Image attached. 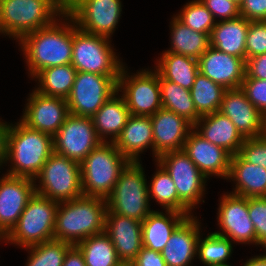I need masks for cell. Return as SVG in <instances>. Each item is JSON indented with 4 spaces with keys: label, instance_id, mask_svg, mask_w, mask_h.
Returning a JSON list of instances; mask_svg holds the SVG:
<instances>
[{
    "label": "cell",
    "instance_id": "33",
    "mask_svg": "<svg viewBox=\"0 0 266 266\" xmlns=\"http://www.w3.org/2000/svg\"><path fill=\"white\" fill-rule=\"evenodd\" d=\"M156 172L148 183V194L150 201L154 199L162 206L163 210H173L193 216L191 212L179 199L175 184L168 172L155 161Z\"/></svg>",
    "mask_w": 266,
    "mask_h": 266
},
{
    "label": "cell",
    "instance_id": "6",
    "mask_svg": "<svg viewBox=\"0 0 266 266\" xmlns=\"http://www.w3.org/2000/svg\"><path fill=\"white\" fill-rule=\"evenodd\" d=\"M58 204L35 192L16 225L5 236V243L24 249L54 239Z\"/></svg>",
    "mask_w": 266,
    "mask_h": 266
},
{
    "label": "cell",
    "instance_id": "26",
    "mask_svg": "<svg viewBox=\"0 0 266 266\" xmlns=\"http://www.w3.org/2000/svg\"><path fill=\"white\" fill-rule=\"evenodd\" d=\"M130 115L123 96L116 91L92 116L95 131L102 142H115Z\"/></svg>",
    "mask_w": 266,
    "mask_h": 266
},
{
    "label": "cell",
    "instance_id": "47",
    "mask_svg": "<svg viewBox=\"0 0 266 266\" xmlns=\"http://www.w3.org/2000/svg\"><path fill=\"white\" fill-rule=\"evenodd\" d=\"M131 263L134 266H166L160 252L148 249L144 246Z\"/></svg>",
    "mask_w": 266,
    "mask_h": 266
},
{
    "label": "cell",
    "instance_id": "53",
    "mask_svg": "<svg viewBox=\"0 0 266 266\" xmlns=\"http://www.w3.org/2000/svg\"><path fill=\"white\" fill-rule=\"evenodd\" d=\"M260 246L265 250V253H263V257L266 258V239L260 244Z\"/></svg>",
    "mask_w": 266,
    "mask_h": 266
},
{
    "label": "cell",
    "instance_id": "2",
    "mask_svg": "<svg viewBox=\"0 0 266 266\" xmlns=\"http://www.w3.org/2000/svg\"><path fill=\"white\" fill-rule=\"evenodd\" d=\"M54 152L53 136L29 128L20 120L9 124L5 174L34 179Z\"/></svg>",
    "mask_w": 266,
    "mask_h": 266
},
{
    "label": "cell",
    "instance_id": "34",
    "mask_svg": "<svg viewBox=\"0 0 266 266\" xmlns=\"http://www.w3.org/2000/svg\"><path fill=\"white\" fill-rule=\"evenodd\" d=\"M159 84L162 108L186 118L194 125L200 116L195 108L191 91L172 81L163 79L160 75Z\"/></svg>",
    "mask_w": 266,
    "mask_h": 266
},
{
    "label": "cell",
    "instance_id": "9",
    "mask_svg": "<svg viewBox=\"0 0 266 266\" xmlns=\"http://www.w3.org/2000/svg\"><path fill=\"white\" fill-rule=\"evenodd\" d=\"M34 182L36 193L58 203L83 196L80 163L55 152L49 156Z\"/></svg>",
    "mask_w": 266,
    "mask_h": 266
},
{
    "label": "cell",
    "instance_id": "36",
    "mask_svg": "<svg viewBox=\"0 0 266 266\" xmlns=\"http://www.w3.org/2000/svg\"><path fill=\"white\" fill-rule=\"evenodd\" d=\"M225 90L223 86L199 72L190 90L198 115L202 117L218 112Z\"/></svg>",
    "mask_w": 266,
    "mask_h": 266
},
{
    "label": "cell",
    "instance_id": "29",
    "mask_svg": "<svg viewBox=\"0 0 266 266\" xmlns=\"http://www.w3.org/2000/svg\"><path fill=\"white\" fill-rule=\"evenodd\" d=\"M249 22L242 16L217 21L209 37L210 46L218 51L242 58L246 62L245 41Z\"/></svg>",
    "mask_w": 266,
    "mask_h": 266
},
{
    "label": "cell",
    "instance_id": "55",
    "mask_svg": "<svg viewBox=\"0 0 266 266\" xmlns=\"http://www.w3.org/2000/svg\"><path fill=\"white\" fill-rule=\"evenodd\" d=\"M1 241H2V242L4 241L3 243H5V237L2 236V235H0V242H1Z\"/></svg>",
    "mask_w": 266,
    "mask_h": 266
},
{
    "label": "cell",
    "instance_id": "37",
    "mask_svg": "<svg viewBox=\"0 0 266 266\" xmlns=\"http://www.w3.org/2000/svg\"><path fill=\"white\" fill-rule=\"evenodd\" d=\"M233 242L215 232H209L203 238L200 234L197 243V258L204 266H219L229 264L233 252Z\"/></svg>",
    "mask_w": 266,
    "mask_h": 266
},
{
    "label": "cell",
    "instance_id": "46",
    "mask_svg": "<svg viewBox=\"0 0 266 266\" xmlns=\"http://www.w3.org/2000/svg\"><path fill=\"white\" fill-rule=\"evenodd\" d=\"M244 78L266 80V53L246 60Z\"/></svg>",
    "mask_w": 266,
    "mask_h": 266
},
{
    "label": "cell",
    "instance_id": "25",
    "mask_svg": "<svg viewBox=\"0 0 266 266\" xmlns=\"http://www.w3.org/2000/svg\"><path fill=\"white\" fill-rule=\"evenodd\" d=\"M194 130L205 140L224 148L231 155L239 152L245 139L232 121L220 111L200 117L194 124Z\"/></svg>",
    "mask_w": 266,
    "mask_h": 266
},
{
    "label": "cell",
    "instance_id": "32",
    "mask_svg": "<svg viewBox=\"0 0 266 266\" xmlns=\"http://www.w3.org/2000/svg\"><path fill=\"white\" fill-rule=\"evenodd\" d=\"M76 74L77 70L71 63L45 68L33 78L35 82L38 80V85L34 89L46 96L66 99L71 92Z\"/></svg>",
    "mask_w": 266,
    "mask_h": 266
},
{
    "label": "cell",
    "instance_id": "50",
    "mask_svg": "<svg viewBox=\"0 0 266 266\" xmlns=\"http://www.w3.org/2000/svg\"><path fill=\"white\" fill-rule=\"evenodd\" d=\"M61 15L68 13L69 0H47Z\"/></svg>",
    "mask_w": 266,
    "mask_h": 266
},
{
    "label": "cell",
    "instance_id": "17",
    "mask_svg": "<svg viewBox=\"0 0 266 266\" xmlns=\"http://www.w3.org/2000/svg\"><path fill=\"white\" fill-rule=\"evenodd\" d=\"M2 175L0 177V235L5 237L16 225L36 191L32 178Z\"/></svg>",
    "mask_w": 266,
    "mask_h": 266
},
{
    "label": "cell",
    "instance_id": "24",
    "mask_svg": "<svg viewBox=\"0 0 266 266\" xmlns=\"http://www.w3.org/2000/svg\"><path fill=\"white\" fill-rule=\"evenodd\" d=\"M114 144L129 161H141L140 154L148 148H152V157H154L151 117L130 115Z\"/></svg>",
    "mask_w": 266,
    "mask_h": 266
},
{
    "label": "cell",
    "instance_id": "30",
    "mask_svg": "<svg viewBox=\"0 0 266 266\" xmlns=\"http://www.w3.org/2000/svg\"><path fill=\"white\" fill-rule=\"evenodd\" d=\"M158 58L153 68L163 79L191 90L199 73L197 59L172 52H162Z\"/></svg>",
    "mask_w": 266,
    "mask_h": 266
},
{
    "label": "cell",
    "instance_id": "31",
    "mask_svg": "<svg viewBox=\"0 0 266 266\" xmlns=\"http://www.w3.org/2000/svg\"><path fill=\"white\" fill-rule=\"evenodd\" d=\"M169 27L171 46L164 52L182 54L198 60L210 46L207 34L192 30L175 16L172 17Z\"/></svg>",
    "mask_w": 266,
    "mask_h": 266
},
{
    "label": "cell",
    "instance_id": "39",
    "mask_svg": "<svg viewBox=\"0 0 266 266\" xmlns=\"http://www.w3.org/2000/svg\"><path fill=\"white\" fill-rule=\"evenodd\" d=\"M174 16L192 30L205 33L209 37L217 22L200 0L188 1Z\"/></svg>",
    "mask_w": 266,
    "mask_h": 266
},
{
    "label": "cell",
    "instance_id": "27",
    "mask_svg": "<svg viewBox=\"0 0 266 266\" xmlns=\"http://www.w3.org/2000/svg\"><path fill=\"white\" fill-rule=\"evenodd\" d=\"M227 180L235 185L230 193L246 198L266 197V169L245 161L238 153L231 156Z\"/></svg>",
    "mask_w": 266,
    "mask_h": 266
},
{
    "label": "cell",
    "instance_id": "19",
    "mask_svg": "<svg viewBox=\"0 0 266 266\" xmlns=\"http://www.w3.org/2000/svg\"><path fill=\"white\" fill-rule=\"evenodd\" d=\"M183 151L208 180L212 176L227 180L232 155L224 148L205 140L193 129L184 143Z\"/></svg>",
    "mask_w": 266,
    "mask_h": 266
},
{
    "label": "cell",
    "instance_id": "7",
    "mask_svg": "<svg viewBox=\"0 0 266 266\" xmlns=\"http://www.w3.org/2000/svg\"><path fill=\"white\" fill-rule=\"evenodd\" d=\"M111 39L79 29L73 19L71 64L79 72L119 76L125 63L114 52Z\"/></svg>",
    "mask_w": 266,
    "mask_h": 266
},
{
    "label": "cell",
    "instance_id": "13",
    "mask_svg": "<svg viewBox=\"0 0 266 266\" xmlns=\"http://www.w3.org/2000/svg\"><path fill=\"white\" fill-rule=\"evenodd\" d=\"M122 7L121 0H69L68 14L82 31L111 39Z\"/></svg>",
    "mask_w": 266,
    "mask_h": 266
},
{
    "label": "cell",
    "instance_id": "58",
    "mask_svg": "<svg viewBox=\"0 0 266 266\" xmlns=\"http://www.w3.org/2000/svg\"><path fill=\"white\" fill-rule=\"evenodd\" d=\"M219 266H232V265H230V264H226V265H219Z\"/></svg>",
    "mask_w": 266,
    "mask_h": 266
},
{
    "label": "cell",
    "instance_id": "12",
    "mask_svg": "<svg viewBox=\"0 0 266 266\" xmlns=\"http://www.w3.org/2000/svg\"><path fill=\"white\" fill-rule=\"evenodd\" d=\"M119 76H106L77 71L69 96L66 98L69 113L92 117L117 91Z\"/></svg>",
    "mask_w": 266,
    "mask_h": 266
},
{
    "label": "cell",
    "instance_id": "8",
    "mask_svg": "<svg viewBox=\"0 0 266 266\" xmlns=\"http://www.w3.org/2000/svg\"><path fill=\"white\" fill-rule=\"evenodd\" d=\"M60 16L47 0H0L3 33L17 42L29 33L51 25Z\"/></svg>",
    "mask_w": 266,
    "mask_h": 266
},
{
    "label": "cell",
    "instance_id": "44",
    "mask_svg": "<svg viewBox=\"0 0 266 266\" xmlns=\"http://www.w3.org/2000/svg\"><path fill=\"white\" fill-rule=\"evenodd\" d=\"M216 21L234 19L240 16L239 4L233 0H200ZM219 18V19H217Z\"/></svg>",
    "mask_w": 266,
    "mask_h": 266
},
{
    "label": "cell",
    "instance_id": "21",
    "mask_svg": "<svg viewBox=\"0 0 266 266\" xmlns=\"http://www.w3.org/2000/svg\"><path fill=\"white\" fill-rule=\"evenodd\" d=\"M105 233L110 237L118 258L131 263L143 247L142 222L106 211Z\"/></svg>",
    "mask_w": 266,
    "mask_h": 266
},
{
    "label": "cell",
    "instance_id": "22",
    "mask_svg": "<svg viewBox=\"0 0 266 266\" xmlns=\"http://www.w3.org/2000/svg\"><path fill=\"white\" fill-rule=\"evenodd\" d=\"M197 218L194 214L187 217L171 234L160 252L166 266H192L190 264L197 257V243L202 232Z\"/></svg>",
    "mask_w": 266,
    "mask_h": 266
},
{
    "label": "cell",
    "instance_id": "20",
    "mask_svg": "<svg viewBox=\"0 0 266 266\" xmlns=\"http://www.w3.org/2000/svg\"><path fill=\"white\" fill-rule=\"evenodd\" d=\"M199 72L225 89L240 88L245 77L246 62L239 57L209 46L198 59Z\"/></svg>",
    "mask_w": 266,
    "mask_h": 266
},
{
    "label": "cell",
    "instance_id": "11",
    "mask_svg": "<svg viewBox=\"0 0 266 266\" xmlns=\"http://www.w3.org/2000/svg\"><path fill=\"white\" fill-rule=\"evenodd\" d=\"M172 178L178 199L192 212L198 204L205 203L207 178L182 150L170 151L156 159Z\"/></svg>",
    "mask_w": 266,
    "mask_h": 266
},
{
    "label": "cell",
    "instance_id": "40",
    "mask_svg": "<svg viewBox=\"0 0 266 266\" xmlns=\"http://www.w3.org/2000/svg\"><path fill=\"white\" fill-rule=\"evenodd\" d=\"M246 45V60L266 53V21H250Z\"/></svg>",
    "mask_w": 266,
    "mask_h": 266
},
{
    "label": "cell",
    "instance_id": "38",
    "mask_svg": "<svg viewBox=\"0 0 266 266\" xmlns=\"http://www.w3.org/2000/svg\"><path fill=\"white\" fill-rule=\"evenodd\" d=\"M72 245L52 239L23 250L29 254L26 266H62L66 252Z\"/></svg>",
    "mask_w": 266,
    "mask_h": 266
},
{
    "label": "cell",
    "instance_id": "51",
    "mask_svg": "<svg viewBox=\"0 0 266 266\" xmlns=\"http://www.w3.org/2000/svg\"><path fill=\"white\" fill-rule=\"evenodd\" d=\"M243 266H266V258L260 255L252 256L247 259Z\"/></svg>",
    "mask_w": 266,
    "mask_h": 266
},
{
    "label": "cell",
    "instance_id": "3",
    "mask_svg": "<svg viewBox=\"0 0 266 266\" xmlns=\"http://www.w3.org/2000/svg\"><path fill=\"white\" fill-rule=\"evenodd\" d=\"M106 199L81 196L58 204L54 239L77 245L84 239L105 232Z\"/></svg>",
    "mask_w": 266,
    "mask_h": 266
},
{
    "label": "cell",
    "instance_id": "28",
    "mask_svg": "<svg viewBox=\"0 0 266 266\" xmlns=\"http://www.w3.org/2000/svg\"><path fill=\"white\" fill-rule=\"evenodd\" d=\"M163 212L153 210L142 221L143 246L157 252L164 249L171 234L188 217L173 210Z\"/></svg>",
    "mask_w": 266,
    "mask_h": 266
},
{
    "label": "cell",
    "instance_id": "16",
    "mask_svg": "<svg viewBox=\"0 0 266 266\" xmlns=\"http://www.w3.org/2000/svg\"><path fill=\"white\" fill-rule=\"evenodd\" d=\"M19 119L29 128L54 136L70 114L66 99L30 92Z\"/></svg>",
    "mask_w": 266,
    "mask_h": 266
},
{
    "label": "cell",
    "instance_id": "45",
    "mask_svg": "<svg viewBox=\"0 0 266 266\" xmlns=\"http://www.w3.org/2000/svg\"><path fill=\"white\" fill-rule=\"evenodd\" d=\"M239 8L248 21H266V0H242Z\"/></svg>",
    "mask_w": 266,
    "mask_h": 266
},
{
    "label": "cell",
    "instance_id": "10",
    "mask_svg": "<svg viewBox=\"0 0 266 266\" xmlns=\"http://www.w3.org/2000/svg\"><path fill=\"white\" fill-rule=\"evenodd\" d=\"M143 69L128 73L123 65L117 81V91L121 92L131 115L151 117L162 108L159 74L155 69Z\"/></svg>",
    "mask_w": 266,
    "mask_h": 266
},
{
    "label": "cell",
    "instance_id": "4",
    "mask_svg": "<svg viewBox=\"0 0 266 266\" xmlns=\"http://www.w3.org/2000/svg\"><path fill=\"white\" fill-rule=\"evenodd\" d=\"M129 162L114 142H102L80 162L83 195L106 199Z\"/></svg>",
    "mask_w": 266,
    "mask_h": 266
},
{
    "label": "cell",
    "instance_id": "15",
    "mask_svg": "<svg viewBox=\"0 0 266 266\" xmlns=\"http://www.w3.org/2000/svg\"><path fill=\"white\" fill-rule=\"evenodd\" d=\"M216 234L229 238L233 243L256 245V233L248 213V198L230 192L220 196Z\"/></svg>",
    "mask_w": 266,
    "mask_h": 266
},
{
    "label": "cell",
    "instance_id": "23",
    "mask_svg": "<svg viewBox=\"0 0 266 266\" xmlns=\"http://www.w3.org/2000/svg\"><path fill=\"white\" fill-rule=\"evenodd\" d=\"M219 111L232 121L244 138L261 135L262 113L247 99L241 87L225 90Z\"/></svg>",
    "mask_w": 266,
    "mask_h": 266
},
{
    "label": "cell",
    "instance_id": "48",
    "mask_svg": "<svg viewBox=\"0 0 266 266\" xmlns=\"http://www.w3.org/2000/svg\"><path fill=\"white\" fill-rule=\"evenodd\" d=\"M62 266H86L83 253L76 245H72L68 249Z\"/></svg>",
    "mask_w": 266,
    "mask_h": 266
},
{
    "label": "cell",
    "instance_id": "18",
    "mask_svg": "<svg viewBox=\"0 0 266 266\" xmlns=\"http://www.w3.org/2000/svg\"><path fill=\"white\" fill-rule=\"evenodd\" d=\"M154 161L164 153L182 150L189 133L194 125L186 118L176 113L159 109L151 116Z\"/></svg>",
    "mask_w": 266,
    "mask_h": 266
},
{
    "label": "cell",
    "instance_id": "1",
    "mask_svg": "<svg viewBox=\"0 0 266 266\" xmlns=\"http://www.w3.org/2000/svg\"><path fill=\"white\" fill-rule=\"evenodd\" d=\"M72 43L73 18L66 13L51 25L25 35L17 44L26 60L28 76L33 80L45 68L71 63Z\"/></svg>",
    "mask_w": 266,
    "mask_h": 266
},
{
    "label": "cell",
    "instance_id": "43",
    "mask_svg": "<svg viewBox=\"0 0 266 266\" xmlns=\"http://www.w3.org/2000/svg\"><path fill=\"white\" fill-rule=\"evenodd\" d=\"M241 89L247 99L263 114L266 111V80L244 78Z\"/></svg>",
    "mask_w": 266,
    "mask_h": 266
},
{
    "label": "cell",
    "instance_id": "42",
    "mask_svg": "<svg viewBox=\"0 0 266 266\" xmlns=\"http://www.w3.org/2000/svg\"><path fill=\"white\" fill-rule=\"evenodd\" d=\"M238 154L245 161L266 169V139L261 136L245 138Z\"/></svg>",
    "mask_w": 266,
    "mask_h": 266
},
{
    "label": "cell",
    "instance_id": "41",
    "mask_svg": "<svg viewBox=\"0 0 266 266\" xmlns=\"http://www.w3.org/2000/svg\"><path fill=\"white\" fill-rule=\"evenodd\" d=\"M248 213L256 233V246L266 239V197H249Z\"/></svg>",
    "mask_w": 266,
    "mask_h": 266
},
{
    "label": "cell",
    "instance_id": "35",
    "mask_svg": "<svg viewBox=\"0 0 266 266\" xmlns=\"http://www.w3.org/2000/svg\"><path fill=\"white\" fill-rule=\"evenodd\" d=\"M76 246L83 253L86 266H119L122 263L105 232L92 235Z\"/></svg>",
    "mask_w": 266,
    "mask_h": 266
},
{
    "label": "cell",
    "instance_id": "52",
    "mask_svg": "<svg viewBox=\"0 0 266 266\" xmlns=\"http://www.w3.org/2000/svg\"><path fill=\"white\" fill-rule=\"evenodd\" d=\"M260 136L266 139V111L262 114V130Z\"/></svg>",
    "mask_w": 266,
    "mask_h": 266
},
{
    "label": "cell",
    "instance_id": "54",
    "mask_svg": "<svg viewBox=\"0 0 266 266\" xmlns=\"http://www.w3.org/2000/svg\"><path fill=\"white\" fill-rule=\"evenodd\" d=\"M119 266H134L132 263H124L122 262Z\"/></svg>",
    "mask_w": 266,
    "mask_h": 266
},
{
    "label": "cell",
    "instance_id": "14",
    "mask_svg": "<svg viewBox=\"0 0 266 266\" xmlns=\"http://www.w3.org/2000/svg\"><path fill=\"white\" fill-rule=\"evenodd\" d=\"M102 140L92 117L69 114L53 136L54 152L80 163Z\"/></svg>",
    "mask_w": 266,
    "mask_h": 266
},
{
    "label": "cell",
    "instance_id": "49",
    "mask_svg": "<svg viewBox=\"0 0 266 266\" xmlns=\"http://www.w3.org/2000/svg\"><path fill=\"white\" fill-rule=\"evenodd\" d=\"M0 119V170L6 163L7 133L10 122Z\"/></svg>",
    "mask_w": 266,
    "mask_h": 266
},
{
    "label": "cell",
    "instance_id": "56",
    "mask_svg": "<svg viewBox=\"0 0 266 266\" xmlns=\"http://www.w3.org/2000/svg\"><path fill=\"white\" fill-rule=\"evenodd\" d=\"M233 1H235L237 4H241V2H242V0H233Z\"/></svg>",
    "mask_w": 266,
    "mask_h": 266
},
{
    "label": "cell",
    "instance_id": "57",
    "mask_svg": "<svg viewBox=\"0 0 266 266\" xmlns=\"http://www.w3.org/2000/svg\"><path fill=\"white\" fill-rule=\"evenodd\" d=\"M0 34L2 35V36H4V33H3V30H2V28H1V25H0Z\"/></svg>",
    "mask_w": 266,
    "mask_h": 266
},
{
    "label": "cell",
    "instance_id": "5",
    "mask_svg": "<svg viewBox=\"0 0 266 266\" xmlns=\"http://www.w3.org/2000/svg\"><path fill=\"white\" fill-rule=\"evenodd\" d=\"M142 166L141 161H130L120 172L117 183L106 198L107 211L141 222L153 211Z\"/></svg>",
    "mask_w": 266,
    "mask_h": 266
}]
</instances>
